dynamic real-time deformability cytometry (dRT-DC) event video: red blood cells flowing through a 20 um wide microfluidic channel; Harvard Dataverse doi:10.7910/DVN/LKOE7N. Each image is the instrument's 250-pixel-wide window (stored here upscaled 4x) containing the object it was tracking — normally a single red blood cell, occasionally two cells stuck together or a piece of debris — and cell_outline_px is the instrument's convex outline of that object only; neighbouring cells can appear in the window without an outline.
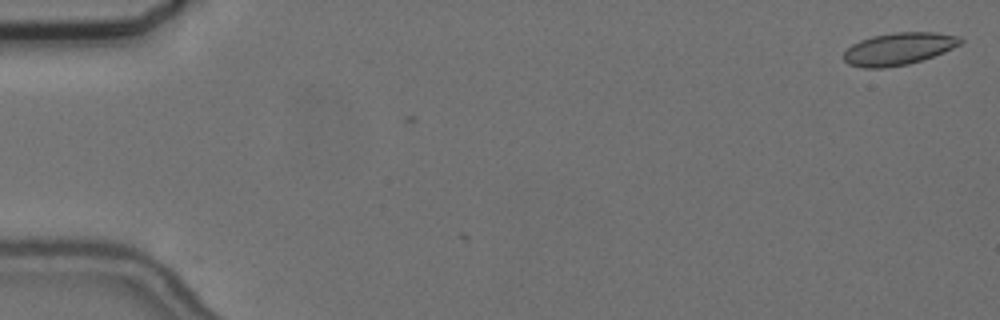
{"species": "common noctule bat (a hibernating species)", "species_latin": "Nyctalus noctula", "temperature_condition": "cold", "stored_images_in_passage": 4, "camera_frame_rate_fps": 3000, "um_per_image_px": 0.085, "animal": {"sex": "female", "body_mass_g": 24.6, "forearm_length_mm": 56.2}, "frame": {"image": 1, "passage_image": 1, "time_ms": 0.0, "image_size_px": [1000, 320], "cell_outline_px": [[964, 40], [960, 44], [944, 52], [908, 64], [884, 68], [864, 68], [848, 64], [844, 60], [844, 52], [852, 44], [860, 40], [872, 36], [896, 32], [936, 32], [960, 36]], "centroid_in_image_um": [76.38, 4.14], "position_along_channel_um": 8.6, "area_um2": 21.91}}